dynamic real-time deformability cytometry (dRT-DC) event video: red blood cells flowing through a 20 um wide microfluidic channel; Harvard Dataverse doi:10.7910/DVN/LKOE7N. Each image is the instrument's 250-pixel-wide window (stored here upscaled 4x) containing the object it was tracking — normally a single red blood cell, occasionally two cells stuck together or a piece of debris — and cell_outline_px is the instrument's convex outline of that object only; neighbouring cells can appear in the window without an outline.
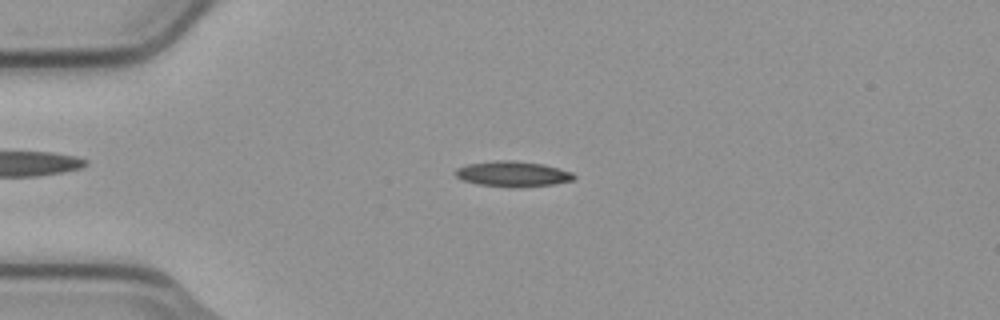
{"species": "common noctule bat (a hibernating species)", "species_latin": "Nyctalus noctula", "temperature_condition": "cold", "stored_images_in_passage": 44, "camera_frame_rate_fps": 3000, "um_per_image_px": 0.085, "animal": {"sex": "male", "body_mass_g": 23.1, "forearm_length_mm": 52.7}, "frame": {"image": 1, "passage_image": 2, "time_ms": 0.333, "image_size_px": [1000, 320], "cell_outline_px": [[576, 180], [552, 184], [520, 188], [508, 188], [476, 184], [464, 180], [456, 176], [452, 172], [456, 168], [468, 164], [496, 160], [516, 160], [544, 164], [572, 172], [576, 176]], "centroid_in_image_um": [43.58, 14.79], "position_along_channel_um": 41.4, "area_um2": 17.98}}
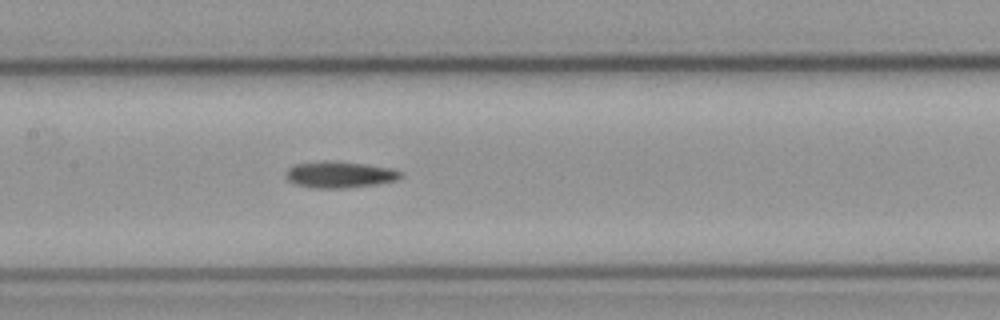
{"frame": {"image": 2, "passage_image": 15, "time_ms": 4.667, "image_size_px": [1000, 320], "cell_outline_px": [[404, 176], [400, 180], [376, 184], [344, 188], [308, 188], [296, 184], [288, 180], [284, 176], [288, 168], [296, 164], [324, 160], [336, 160], [392, 168], [404, 172]], "centroid_in_image_um": [28.9, 14.83], "position_along_channel_um": 178.5, "area_um2": 18.09}}
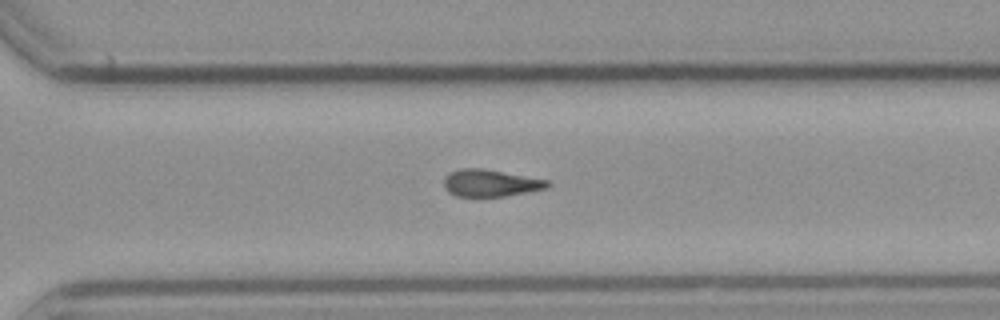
{"frame": {"image": 3, "passage_image": 27, "time_ms": 8.667, "image_size_px": [1000, 320], "cell_outline_px": [[552, 184], [548, 188], [528, 192], [504, 196], [456, 196], [448, 192], [444, 188], [444, 176], [460, 168], [484, 168], [548, 180]], "centroid_in_image_um": [41.7, 15.55], "position_along_channel_um": 328.9, "area_um2": 16.42}, "authors_computed_cell_mechanics": {"area_um2": 16.7909, "velocity_mm_per_s": 3.7788, "shape_relaxation_time_tau1_ms": 6.4265, "shape_relaxation_time_tau2_ms": null, "deformation_change_tau1": 0.1936, "deformation_change_tau2": null}}